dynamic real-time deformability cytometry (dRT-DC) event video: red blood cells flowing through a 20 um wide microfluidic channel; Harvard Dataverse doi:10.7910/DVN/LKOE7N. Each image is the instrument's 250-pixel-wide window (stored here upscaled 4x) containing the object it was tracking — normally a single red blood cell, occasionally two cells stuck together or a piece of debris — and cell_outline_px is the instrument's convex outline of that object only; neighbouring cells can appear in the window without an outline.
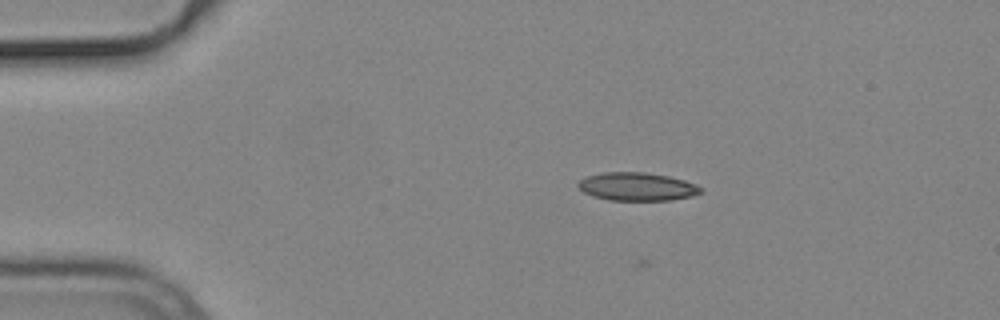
{"species": "common noctule bat (a hibernating species)", "species_latin": "Nyctalus noctula", "temperature_condition": "cold", "stored_images_in_passage": 26, "camera_frame_rate_fps": 3000, "um_per_image_px": 0.085, "animal": {"sex": "male", "body_mass_g": 19.2, "forearm_length_mm": 51.8}, "frame": {"image": 1, "passage_image": 10, "time_ms": 3.0, "image_size_px": [1000, 320], "cell_outline_px": [[704, 192], [692, 196], [672, 200], [608, 200], [592, 196], [584, 192], [576, 184], [584, 176], [600, 172], [644, 172], [668, 176], [684, 180], [696, 184], [704, 188]], "centroid_in_image_um": [54.16, 15.86], "position_along_channel_um": 30.8, "area_um2": 20.4}}
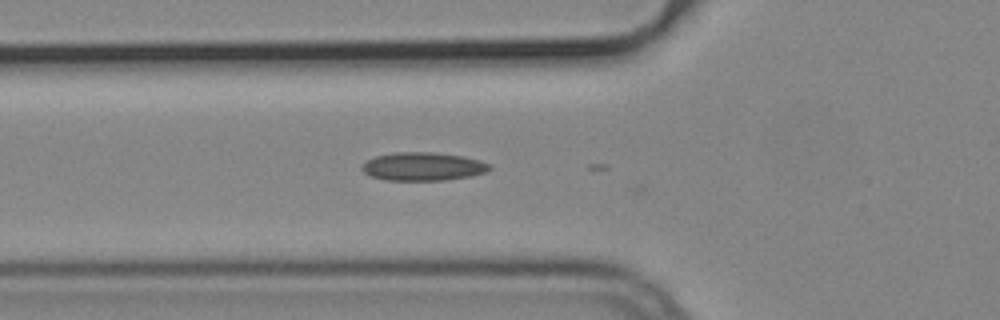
{"frame": {"image": 2, "passage_image": 19, "time_ms": 6.0, "image_size_px": [1000, 320], "cell_outline_px": [[492, 168], [484, 172], [472, 176], [444, 180], [388, 180], [372, 176], [364, 172], [360, 168], [368, 160], [376, 156], [392, 152], [432, 152], [464, 156], [480, 160], [492, 164]], "centroid_in_image_um": [36.0, 14.14], "position_along_channel_um": 89.8, "area_um2": 21.04}}
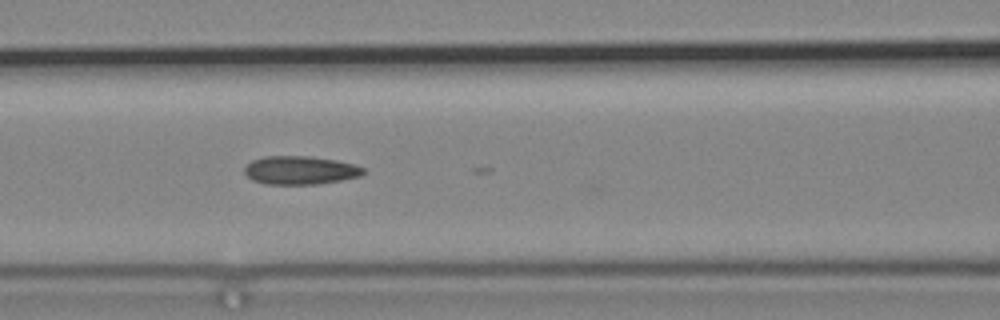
{"frame": {"image": 3, "passage_image": 23, "time_ms": 7.333, "image_size_px": [1000, 320], "cell_outline_px": [[364, 172], [360, 176], [340, 180], [316, 184], [264, 184], [252, 180], [244, 172], [244, 168], [252, 160], [264, 156], [308, 156], [336, 160], [352, 164], [364, 168]], "centroid_in_image_um": [25.48, 14.47], "position_along_channel_um": 141.1, "area_um2": 19.54}}